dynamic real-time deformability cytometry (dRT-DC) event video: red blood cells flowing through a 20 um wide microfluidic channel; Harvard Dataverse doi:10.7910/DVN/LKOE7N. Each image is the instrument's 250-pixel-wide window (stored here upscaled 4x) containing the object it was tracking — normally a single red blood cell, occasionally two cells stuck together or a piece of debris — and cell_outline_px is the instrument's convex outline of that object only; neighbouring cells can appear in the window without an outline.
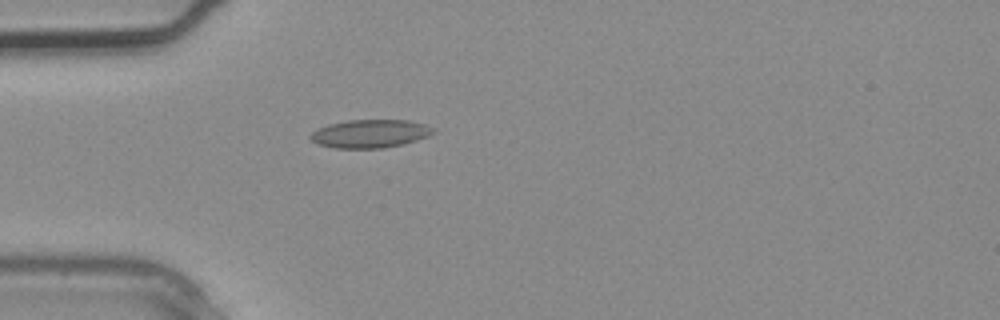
{"species": "common noctule bat (a hibernating species)", "species_latin": "Nyctalus noctula", "temperature_condition": "warm", "stored_images_in_passage": 4, "camera_frame_rate_fps": 3000, "um_per_image_px": 0.085, "animal": {"sex": "male", "body_mass_g": 20.4}, "frame": {"image": 1, "passage_image": 4, "time_ms": 1.0, "image_size_px": [1000, 320], "cell_outline_px": [[436, 132], [428, 136], [416, 140], [384, 148], [332, 148], [316, 144], [308, 136], [316, 128], [328, 124], [348, 120], [408, 120], [424, 124], [436, 128]], "centroid_in_image_um": [31.43, 11.36], "position_along_channel_um": 53.6, "area_um2": 20.35}}